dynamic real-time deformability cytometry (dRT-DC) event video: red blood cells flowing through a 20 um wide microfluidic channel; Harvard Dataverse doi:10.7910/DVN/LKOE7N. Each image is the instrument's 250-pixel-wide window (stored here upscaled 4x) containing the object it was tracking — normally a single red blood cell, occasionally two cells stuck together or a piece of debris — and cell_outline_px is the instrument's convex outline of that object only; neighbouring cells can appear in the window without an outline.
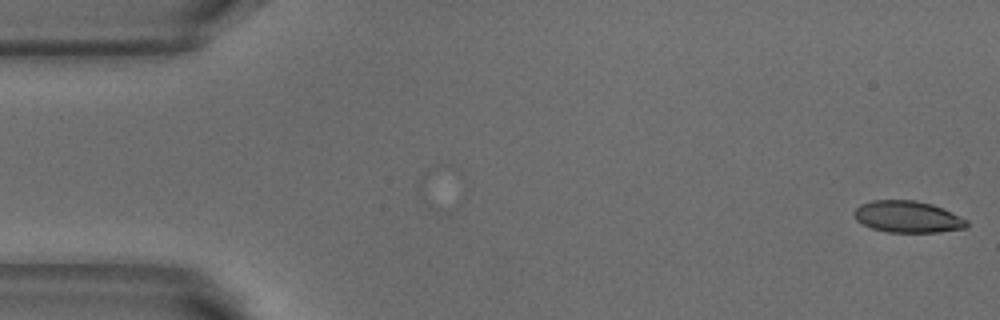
{"species": "common noctule bat (a hibernating species)", "species_latin": "Nyctalus noctula", "temperature_condition": "warm", "stored_images_in_passage": 19, "camera_frame_rate_fps": 3000, "um_per_image_px": 0.085, "animal": {"sex": "male", "body_mass_g": 18.8}, "frame": {"image": 1, "passage_image": 1, "time_ms": 0.0, "image_size_px": [1000, 320], "cell_outline_px": [[968, 228], [940, 232], [888, 232], [872, 228], [856, 220], [852, 212], [860, 204], [872, 200], [912, 200], [932, 204], [968, 220]], "centroid_in_image_um": [77.14, 18.43], "position_along_channel_um": 7.9, "area_um2": 20.75}}
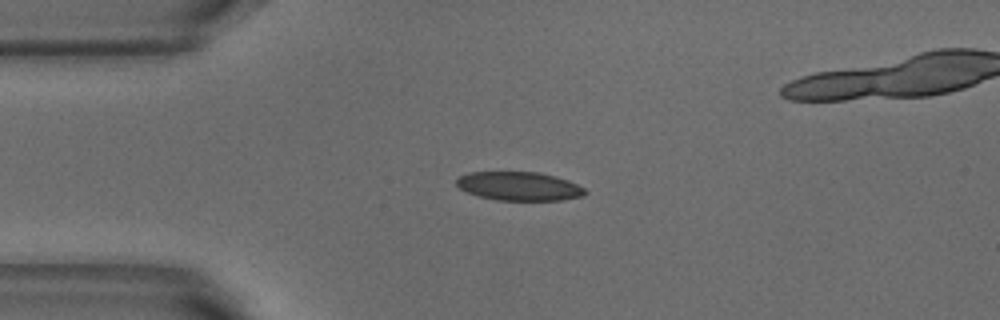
{"frame": {"image": 2, "passage_image": 12, "time_ms": 3.667, "image_size_px": [1000, 320], "cell_outline_px": [[588, 192], [584, 196], [560, 200], [496, 200], [476, 196], [460, 188], [456, 184], [456, 180], [460, 176], [468, 172], [536, 172], [556, 176], [568, 180], [584, 188]], "centroid_in_image_um": [44.13, 15.83], "position_along_channel_um": 40.9, "area_um2": 21.56}}
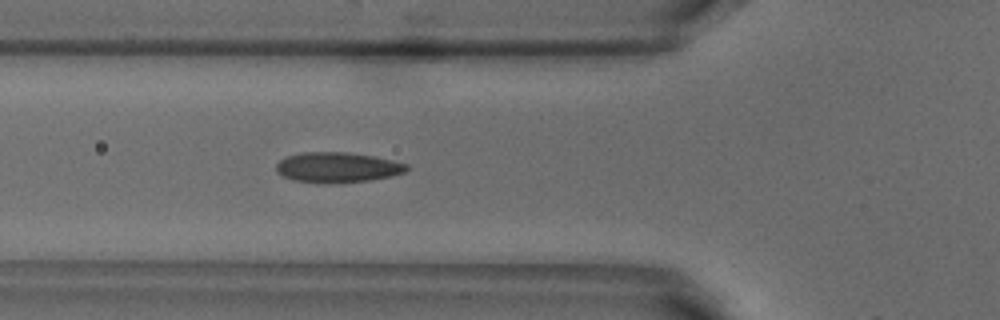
{"frame": {"image": 3, "passage_image": 18, "time_ms": 5.667, "image_size_px": [1000, 320], "cell_outline_px": [[408, 168], [404, 172], [392, 176], [368, 180], [328, 184], [324, 184], [292, 180], [276, 172], [276, 164], [284, 156], [304, 152], [348, 152], [376, 156], [408, 164]], "centroid_in_image_um": [28.65, 14.22], "position_along_channel_um": 97.1, "area_um2": 23.24}}